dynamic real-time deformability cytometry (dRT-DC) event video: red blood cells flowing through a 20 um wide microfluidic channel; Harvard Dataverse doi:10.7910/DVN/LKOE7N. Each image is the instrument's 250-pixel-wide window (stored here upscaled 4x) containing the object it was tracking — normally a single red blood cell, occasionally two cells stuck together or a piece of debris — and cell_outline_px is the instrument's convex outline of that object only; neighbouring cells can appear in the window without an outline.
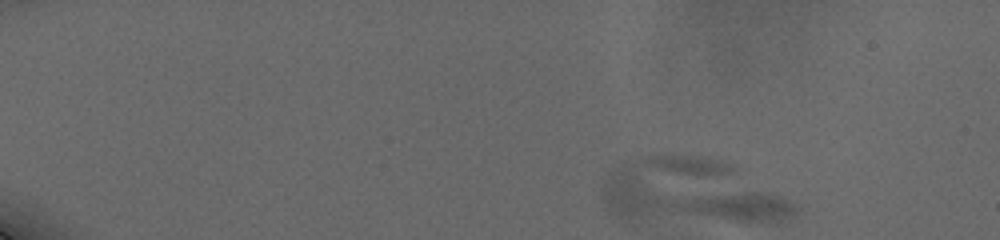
{"species": "human", "species_latin": "Homo sapiens", "temperature_condition": "cold", "stored_images_in_passage": 66, "camera_frame_rate_fps": 3000, "um_per_image_px": 0.085, "donor": {"sex": "male"}, "frame": {"image": 1, "passage_image": 1, "time_ms": 0.0, "image_size_px": [1000, 240], "cell_outline_px": [[800, 208], [796, 216], [780, 224], [636, 224], [624, 220], [608, 212], [600, 188], [608, 176], [612, 172], [624, 168], [768, 192], [780, 196], [788, 200]], "centroid_in_image_um": [58.6, 17.1], "position_along_channel_um": 26.4, "area_um2": 56.88}}